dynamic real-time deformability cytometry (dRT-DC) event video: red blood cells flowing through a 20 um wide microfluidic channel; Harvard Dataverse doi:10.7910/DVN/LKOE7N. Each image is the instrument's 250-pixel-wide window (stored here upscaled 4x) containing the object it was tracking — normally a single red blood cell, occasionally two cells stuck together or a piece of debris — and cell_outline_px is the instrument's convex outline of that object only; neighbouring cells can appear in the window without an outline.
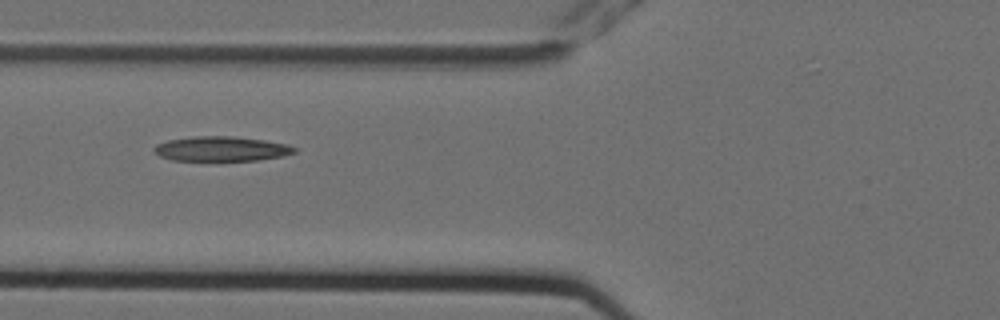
{"species": "Egyptian fruit bat (a non-hibernating species)", "species_latin": "Rousettus aegyptiacus", "temperature_condition": "cold", "stored_images_in_passage": 5, "camera_frame_rate_fps": 3000, "um_per_image_px": 0.085, "animal": {"sex": "female"}, "frame": {"image": 1, "passage_image": 3, "time_ms": 0.667, "image_size_px": [1000, 320], "cell_outline_px": [[296, 152], [284, 156], [256, 160], [172, 160], [160, 156], [152, 152], [152, 148], [156, 144], [168, 140], [192, 136], [232, 136], [264, 140], [288, 144], [296, 148]], "centroid_in_image_um": [18.79, 12.64], "position_along_channel_um": 107.0, "area_um2": 20.29}}
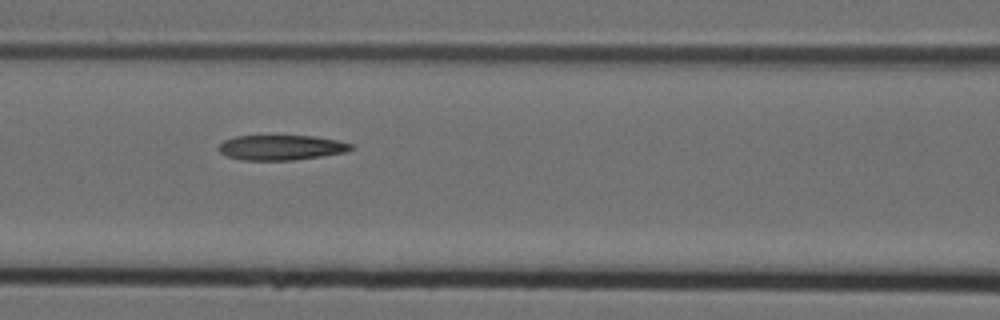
{"frame": {"image": 2, "passage_image": 4, "time_ms": 1.0, "image_size_px": [1000, 320], "cell_outline_px": [[356, 148], [348, 152], [292, 160], [244, 160], [228, 156], [220, 152], [216, 148], [224, 140], [236, 136], [316, 136], [340, 140], [352, 144]], "centroid_in_image_um": [23.95, 12.53], "position_along_channel_um": 142.6, "area_um2": 19.42}}
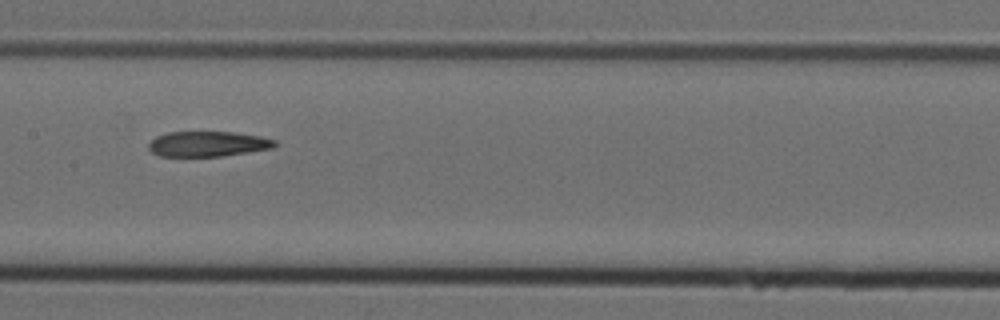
{"frame": {"image": 3, "passage_image": 5, "time_ms": 1.333, "image_size_px": [1000, 320], "cell_outline_px": [[276, 144], [272, 148], [248, 152], [220, 156], [160, 156], [152, 152], [148, 148], [148, 144], [156, 136], [168, 132], [232, 132], [260, 136], [276, 140]], "centroid_in_image_um": [17.65, 12.23], "position_along_channel_um": 189.8, "area_um2": 18.44}}